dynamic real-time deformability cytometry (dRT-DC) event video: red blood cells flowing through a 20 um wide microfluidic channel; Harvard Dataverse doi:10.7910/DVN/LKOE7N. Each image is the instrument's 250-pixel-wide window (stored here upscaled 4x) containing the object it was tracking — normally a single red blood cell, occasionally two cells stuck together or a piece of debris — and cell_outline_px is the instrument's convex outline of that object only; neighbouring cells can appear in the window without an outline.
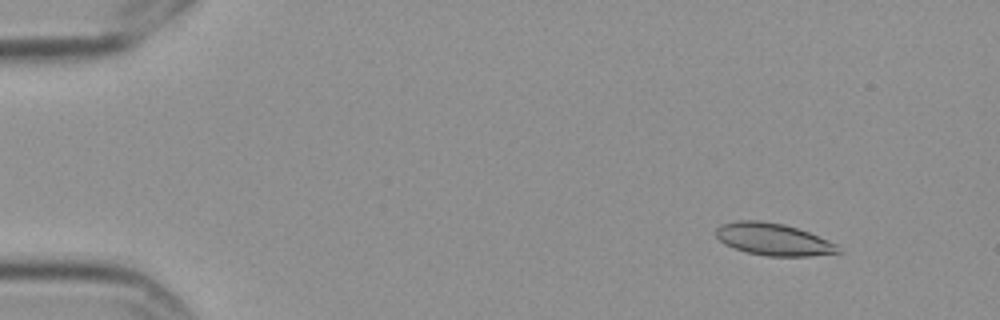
{"species": "Egyptian fruit bat (a non-hibernating species)", "species_latin": "Rousettus aegyptiacus", "temperature_condition": "cold", "stored_images_in_passage": 5, "camera_frame_rate_fps": 3000, "um_per_image_px": 0.085, "frame": {"image": 1, "passage_image": 2, "time_ms": 0.333, "image_size_px": [1000, 320], "cell_outline_px": [[844, 252], [812, 256], [768, 256], [748, 252], [724, 244], [716, 236], [716, 228], [724, 224], [736, 220], [760, 220], [784, 224], [808, 232], [828, 240], [836, 244]], "centroid_in_image_um": [65.76, 20.34], "position_along_channel_um": 19.2, "area_um2": 22.77}}
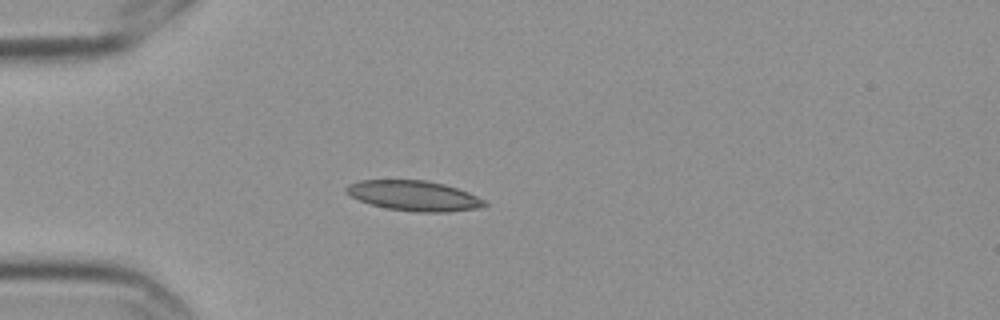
{"frame": {"image": 2, "passage_image": 5, "time_ms": 1.333, "image_size_px": [1000, 320], "cell_outline_px": [[488, 204], [476, 208], [448, 212], [416, 212], [388, 208], [372, 204], [360, 200], [344, 192], [344, 188], [348, 184], [360, 180], [424, 180], [444, 184], [468, 192], [484, 200]], "centroid_in_image_um": [35.16, 16.63], "position_along_channel_um": 49.8, "area_um2": 24.04}}